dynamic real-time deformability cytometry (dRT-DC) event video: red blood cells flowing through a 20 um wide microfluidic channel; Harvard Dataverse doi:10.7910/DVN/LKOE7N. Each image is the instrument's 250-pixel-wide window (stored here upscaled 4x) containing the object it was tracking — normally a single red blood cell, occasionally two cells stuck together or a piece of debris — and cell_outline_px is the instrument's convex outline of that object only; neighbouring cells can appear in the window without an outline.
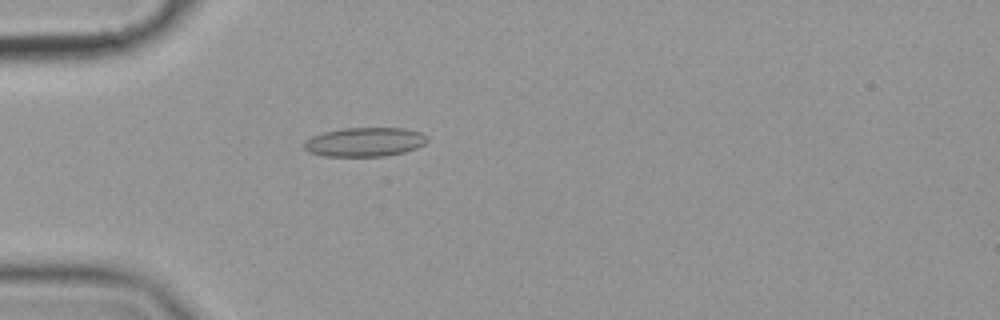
{"species": "common noctule bat (a hibernating species)", "species_latin": "Nyctalus noctula", "temperature_condition": "cold", "stored_images_in_passage": 44, "camera_frame_rate_fps": 3000, "um_per_image_px": 0.085, "animal": {"sex": "female", "body_mass_g": 19.9}, "frame": {"image": 1, "passage_image": 4, "time_ms": 1.0, "image_size_px": [1000, 320], "cell_outline_px": [[428, 140], [424, 144], [416, 148], [404, 152], [384, 156], [324, 156], [308, 152], [304, 148], [304, 140], [312, 136], [324, 132], [344, 128], [404, 128], [420, 132], [428, 136]], "centroid_in_image_um": [31.0, 12.07], "position_along_channel_um": 54.0, "area_um2": 20.92}}
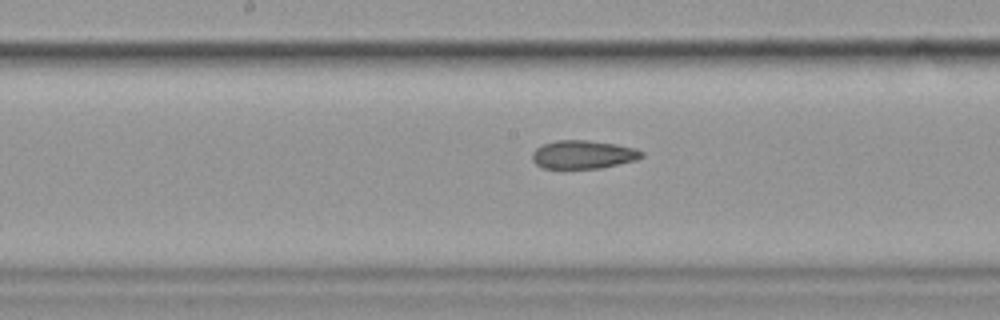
{"frame": {"image": 2, "passage_image": 17, "time_ms": 5.333, "image_size_px": [1000, 320], "cell_outline_px": [[644, 156], [636, 160], [600, 168], [544, 168], [536, 164], [532, 160], [532, 152], [536, 148], [544, 144], [556, 140], [588, 140], [616, 144], [636, 148], [644, 152]], "centroid_in_image_um": [49.58, 13.13], "position_along_channel_um": 198.6, "area_um2": 18.09}}
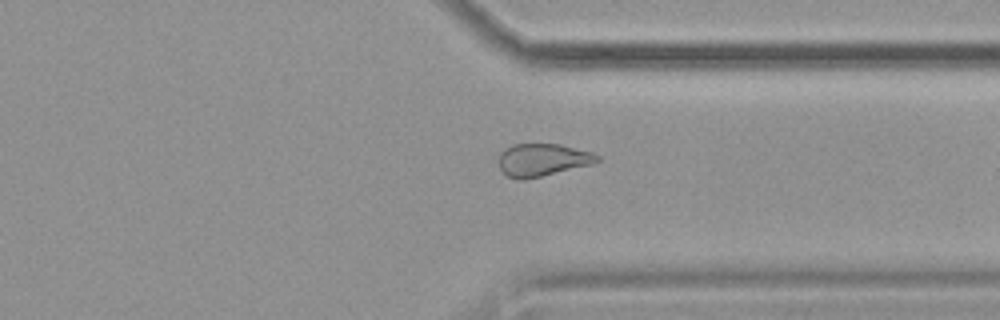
{"frame": {"image": 3, "passage_image": 31, "time_ms": 10.0, "image_size_px": [1000, 320], "cell_outline_px": [[600, 160], [592, 164], [540, 176], [520, 180], [508, 176], [500, 168], [500, 152], [504, 148], [512, 144], [560, 144], [592, 152], [600, 156]], "centroid_in_image_um": [46.12, 13.57], "position_along_channel_um": 365.3, "area_um2": 18.5}, "authors_computed_cell_mechanics": {"area_um2": 19.4208, "velocity_mm_per_s": 3.5697, "shape_relaxation_time_tau1_ms": null, "shape_relaxation_time_tau2_ms": 4.9868, "deformation_change_tau1": null, "deformation_change_tau2": 0.112}}